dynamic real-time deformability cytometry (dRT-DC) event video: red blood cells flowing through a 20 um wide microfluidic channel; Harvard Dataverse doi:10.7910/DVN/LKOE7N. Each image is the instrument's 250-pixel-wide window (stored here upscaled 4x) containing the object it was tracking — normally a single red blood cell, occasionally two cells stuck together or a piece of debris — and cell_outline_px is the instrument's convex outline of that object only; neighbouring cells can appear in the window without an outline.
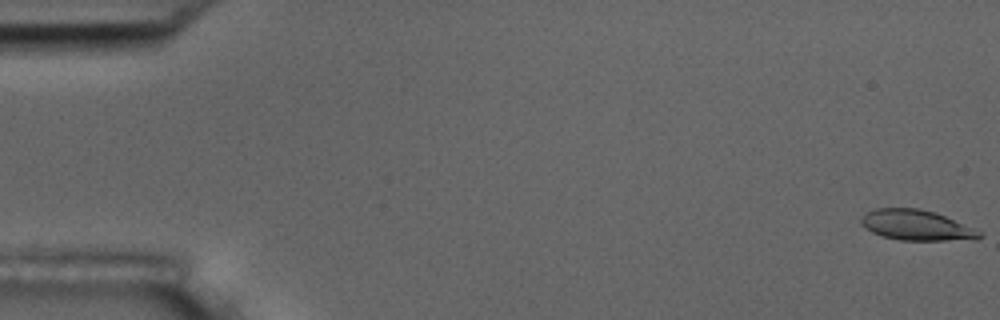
{"species": "common noctule bat (a hibernating species)", "species_latin": "Nyctalus noctula", "temperature_condition": "room temperature", "stored_images_in_passage": 17, "camera_frame_rate_fps": 3000, "um_per_image_px": 0.085, "animal": {"sex": "male", "body_mass_g": 17.5, "forearm_length_mm": 52.3}, "frame": {"image": 1, "passage_image": 1, "time_ms": 0.0, "image_size_px": [1000, 320], "cell_outline_px": [[984, 236], [976, 240], [900, 240], [880, 236], [864, 228], [860, 224], [860, 220], [868, 212], [876, 208], [920, 208], [936, 212], [976, 228], [984, 232]], "centroid_in_image_um": [77.97, 19.15], "position_along_channel_um": 7.0, "area_um2": 21.39}}